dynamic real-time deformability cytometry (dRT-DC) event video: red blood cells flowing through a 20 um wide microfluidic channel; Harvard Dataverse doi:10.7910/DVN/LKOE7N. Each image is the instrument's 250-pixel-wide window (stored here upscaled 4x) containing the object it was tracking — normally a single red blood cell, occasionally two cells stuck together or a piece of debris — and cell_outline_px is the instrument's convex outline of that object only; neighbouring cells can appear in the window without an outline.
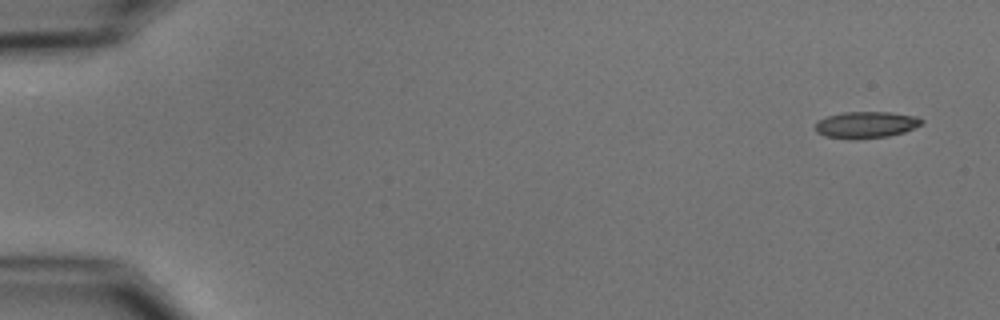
{"species": "common noctule bat (a hibernating species)", "species_latin": "Nyctalus noctula", "temperature_condition": "cold", "stored_images_in_passage": 4, "camera_frame_rate_fps": 3000, "um_per_image_px": 0.085, "animal": {"sex": "male", "body_mass_g": 15.6}, "frame": {"image": 1, "passage_image": 1, "time_ms": 0.0, "image_size_px": [1000, 320], "cell_outline_px": [[924, 120], [920, 124], [904, 132], [888, 136], [824, 136], [816, 132], [816, 124], [820, 120], [828, 116], [844, 112], [888, 112], [916, 116]], "centroid_in_image_um": [73.65, 10.55], "position_along_channel_um": 11.4, "area_um2": 15.43}}
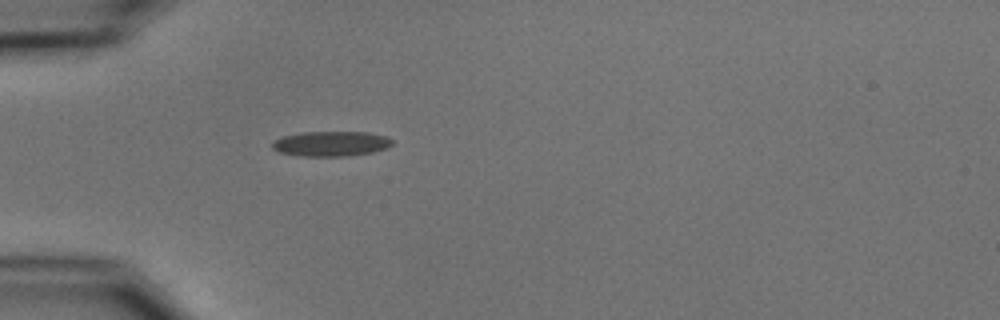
{"frame": {"image": 2, "passage_image": 4, "time_ms": 4.667, "image_size_px": [1000, 320], "cell_outline_px": [[392, 144], [384, 148], [372, 152], [348, 156], [300, 156], [280, 152], [272, 148], [272, 140], [284, 136], [304, 132], [368, 132], [388, 136], [392, 140]], "centroid_in_image_um": [28.13, 12.21], "position_along_channel_um": 56.9, "area_um2": 17.46}}